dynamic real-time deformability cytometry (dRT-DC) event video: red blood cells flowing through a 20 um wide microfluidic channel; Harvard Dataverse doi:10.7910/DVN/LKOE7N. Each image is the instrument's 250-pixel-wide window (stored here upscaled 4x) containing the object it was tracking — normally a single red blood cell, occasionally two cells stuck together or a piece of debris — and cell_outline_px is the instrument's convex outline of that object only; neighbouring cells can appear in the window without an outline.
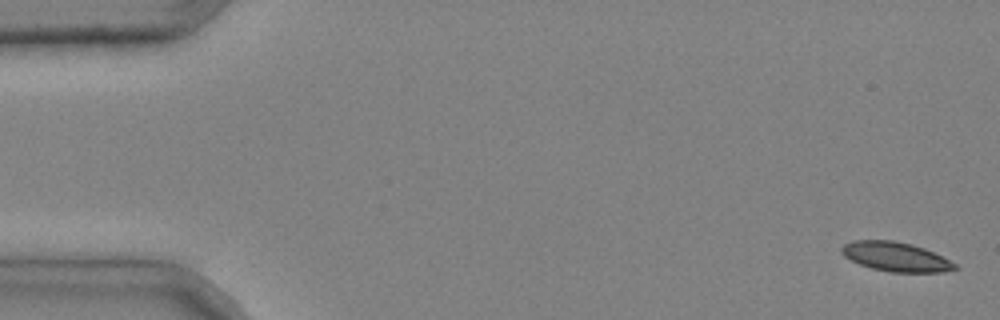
{"species": "common noctule bat (a hibernating species)", "species_latin": "Nyctalus noctula", "temperature_condition": "cold", "stored_images_in_passage": 4, "camera_frame_rate_fps": 3000, "um_per_image_px": 0.085, "animal": {"sex": "male", "body_mass_g": 20.4}, "frame": {"image": 1, "passage_image": 1, "time_ms": 0.0, "image_size_px": [1000, 320], "cell_outline_px": [[960, 268], [940, 272], [892, 272], [872, 268], [860, 264], [844, 256], [840, 252], [840, 248], [844, 244], [852, 240], [892, 240], [912, 244], [924, 248], [956, 264]], "centroid_in_image_um": [76.1, 21.81], "position_along_channel_um": 8.9, "area_um2": 19.19}}
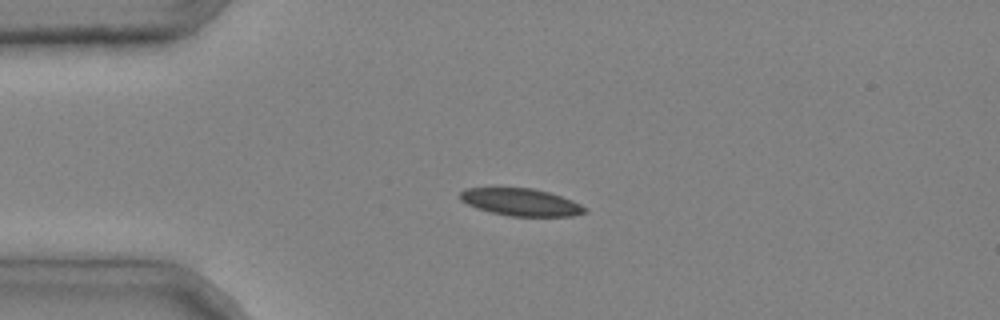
{"frame": {"image": 2, "passage_image": 4, "time_ms": 1.0, "image_size_px": [1000, 320], "cell_outline_px": [[588, 212], [572, 216], [508, 216], [476, 208], [460, 200], [460, 192], [464, 188], [532, 188], [548, 192], [572, 200], [588, 208]], "centroid_in_image_um": [44.29, 17.19], "position_along_channel_um": 40.7, "area_um2": 19.83}}